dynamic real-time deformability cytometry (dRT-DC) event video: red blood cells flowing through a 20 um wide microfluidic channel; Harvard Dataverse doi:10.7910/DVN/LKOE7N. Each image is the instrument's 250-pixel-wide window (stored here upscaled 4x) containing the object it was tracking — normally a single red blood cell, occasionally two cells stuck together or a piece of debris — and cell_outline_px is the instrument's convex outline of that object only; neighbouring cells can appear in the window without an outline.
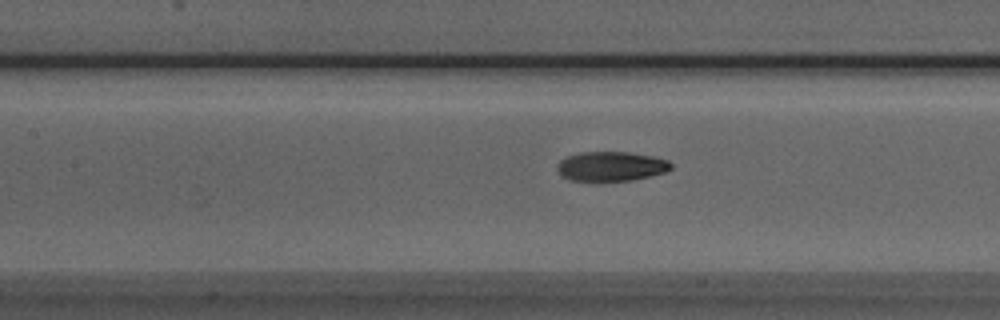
{"species": "Egyptian fruit bat (a non-hibernating species)", "species_latin": "Rousettus aegyptiacus", "temperature_condition": "room temperature", "stored_images_in_passage": 35, "camera_frame_rate_fps": 3000, "um_per_image_px": 0.085, "animal": {"sex": "male"}, "frame": {"image": 1, "passage_image": 9, "time_ms": 2.667, "image_size_px": [1000, 320], "cell_outline_px": [[672, 168], [664, 172], [652, 176], [632, 180], [568, 180], [556, 168], [556, 164], [560, 160], [568, 156], [580, 152], [628, 152], [652, 156], [668, 160], [672, 164]], "centroid_in_image_um": [51.95, 14.12], "position_along_channel_um": 155.4, "area_um2": 19.42}}
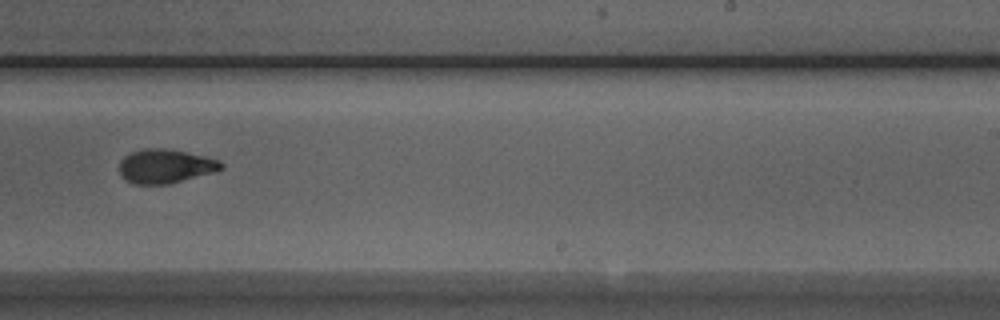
{"frame": {"image": 2, "passage_image": 18, "time_ms": 5.667, "image_size_px": [1000, 320], "cell_outline_px": [[224, 168], [216, 172], [168, 184], [132, 184], [124, 180], [120, 176], [120, 160], [124, 156], [132, 152], [144, 148], [164, 148], [204, 156], [220, 160], [224, 164]], "centroid_in_image_um": [14.05, 14.14], "position_along_channel_um": 274.9, "area_um2": 20.35}}
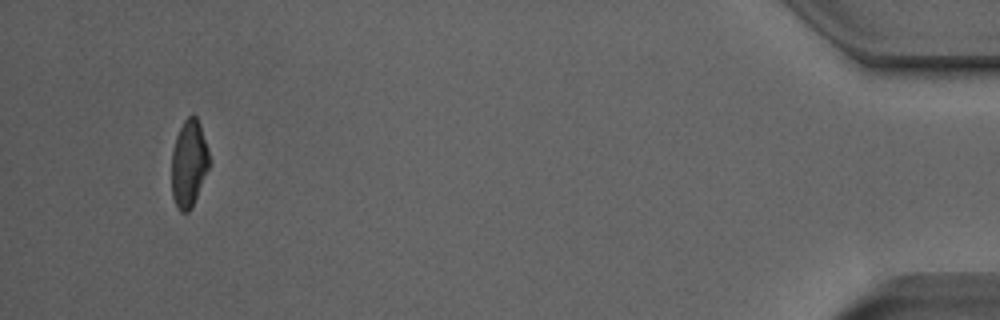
{"frame": {"image": 3, "passage_image": 35, "time_ms": 11.333, "image_size_px": [1000, 320], "cell_outline_px": [[208, 168], [192, 208], [188, 212], [180, 212], [176, 208], [172, 196], [172, 152], [176, 136], [184, 120], [192, 112], [196, 116], [200, 124], [208, 148]], "centroid_in_image_um": [16.04, 13.9], "position_along_channel_um": 419.2, "area_um2": 19.07}, "authors_computed_cell_mechanics": {"area_um2": 20.1144, "velocity_mm_per_s": 3.998, "shape_relaxation_time_tau1_ms": 3.1446, "shape_relaxation_time_tau2_ms": 2.4683, "deformation_change_tau1": 0.1774, "deformation_change_tau2": 0.0837}}